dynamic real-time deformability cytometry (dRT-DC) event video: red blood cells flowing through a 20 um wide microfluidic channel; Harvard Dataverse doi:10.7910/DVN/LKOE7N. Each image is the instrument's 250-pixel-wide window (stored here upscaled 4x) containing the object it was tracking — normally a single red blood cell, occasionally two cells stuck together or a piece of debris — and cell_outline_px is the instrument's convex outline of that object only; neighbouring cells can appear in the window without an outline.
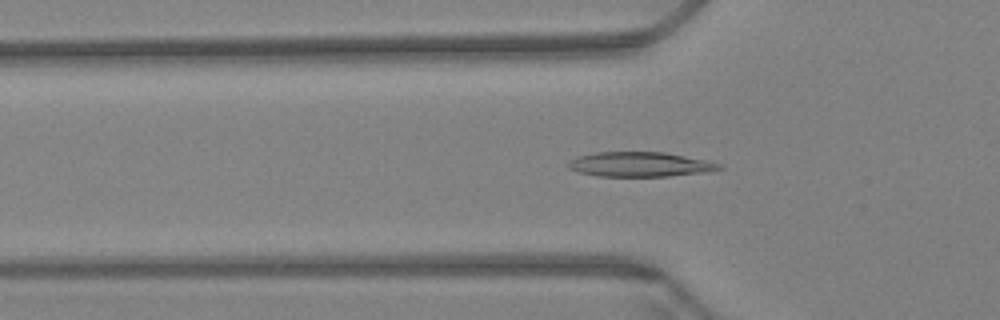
{"species": "Egyptian fruit bat (a non-hibernating species)", "species_latin": "Rousettus aegyptiacus", "temperature_condition": "warm", "stored_images_in_passage": 60, "camera_frame_rate_fps": 3000, "um_per_image_px": 0.085, "animal": {"sex": "female"}, "frame": {"image": 1, "passage_image": 19, "time_ms": 6.0, "image_size_px": [1000, 320], "cell_outline_px": [[724, 168], [712, 172], [668, 176], [596, 176], [580, 172], [568, 168], [568, 164], [576, 156], [596, 152], [664, 152], [684, 156], [720, 164]], "centroid_in_image_um": [54.41, 13.98], "position_along_channel_um": 71.4, "area_um2": 21.62}}
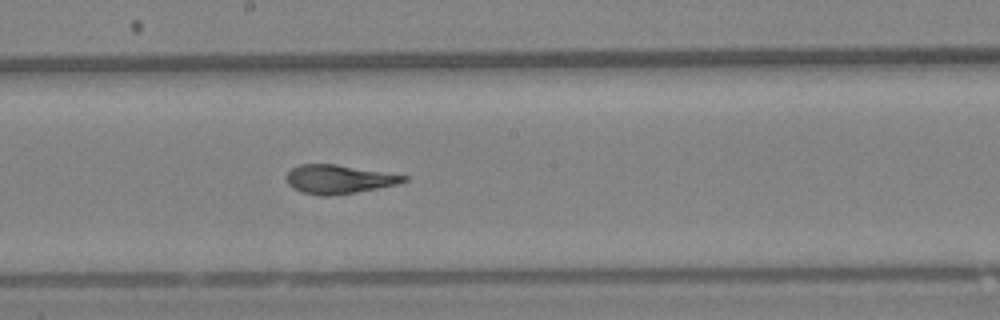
{"frame": {"image": 2, "passage_image": 32, "time_ms": 10.333, "image_size_px": [1000, 320], "cell_outline_px": [[408, 180], [400, 184], [356, 192], [328, 196], [320, 196], [300, 192], [292, 188], [288, 184], [288, 172], [292, 168], [300, 164], [336, 164], [408, 176]], "centroid_in_image_um": [28.8, 15.24], "position_along_channel_um": 219.4, "area_um2": 19.65}}
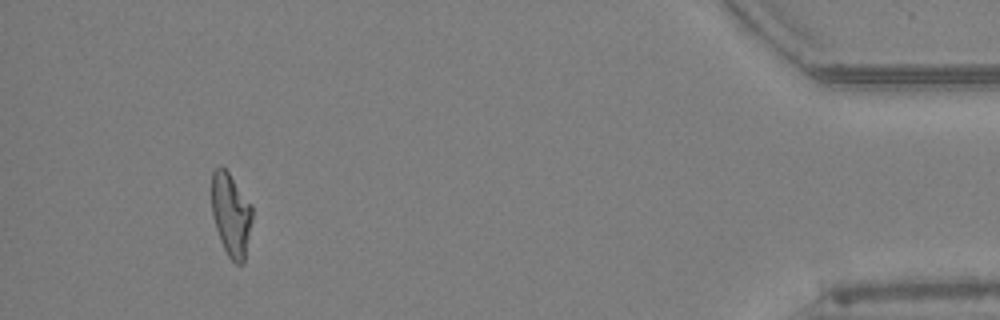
{"frame": {"image": 3, "passage_image": 55, "time_ms": 18.0, "image_size_px": [1000, 320], "cell_outline_px": [[252, 220], [244, 264], [236, 264], [228, 256], [220, 240], [212, 216], [212, 172], [220, 164], [228, 172], [252, 204]], "centroid_in_image_um": [19.64, 18.25], "position_along_channel_um": 415.6, "area_um2": 19.77}, "authors_computed_cell_mechanics": {"area_um2": 20.5479, "velocity_mm_per_s": 3.4212, "shape_relaxation_time_tau1_ms": 8.1149, "shape_relaxation_time_tau2_ms": 1.3993, "deformation_change_tau1": 0.2468, "deformation_change_tau2": 0.0935}}